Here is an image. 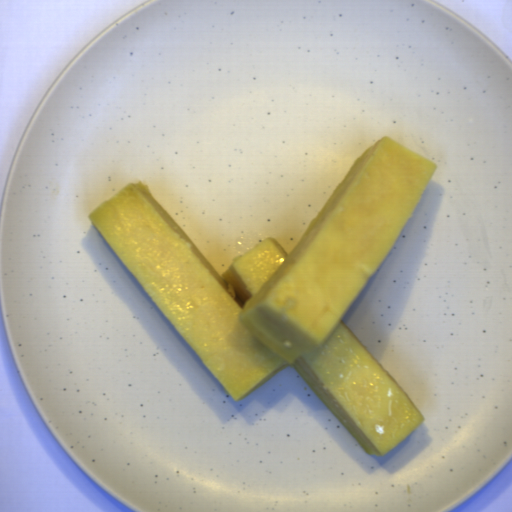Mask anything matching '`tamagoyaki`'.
Listing matches in <instances>:
<instances>
[{
  "mask_svg": "<svg viewBox=\"0 0 512 512\" xmlns=\"http://www.w3.org/2000/svg\"><path fill=\"white\" fill-rule=\"evenodd\" d=\"M437 167L384 134L288 255L271 236L220 274L139 179L85 217L238 404L293 367L365 453L381 457L425 417L343 317Z\"/></svg>",
  "mask_w": 512,
  "mask_h": 512,
  "instance_id": "obj_1",
  "label": "tamagoyaki"
}]
</instances>
